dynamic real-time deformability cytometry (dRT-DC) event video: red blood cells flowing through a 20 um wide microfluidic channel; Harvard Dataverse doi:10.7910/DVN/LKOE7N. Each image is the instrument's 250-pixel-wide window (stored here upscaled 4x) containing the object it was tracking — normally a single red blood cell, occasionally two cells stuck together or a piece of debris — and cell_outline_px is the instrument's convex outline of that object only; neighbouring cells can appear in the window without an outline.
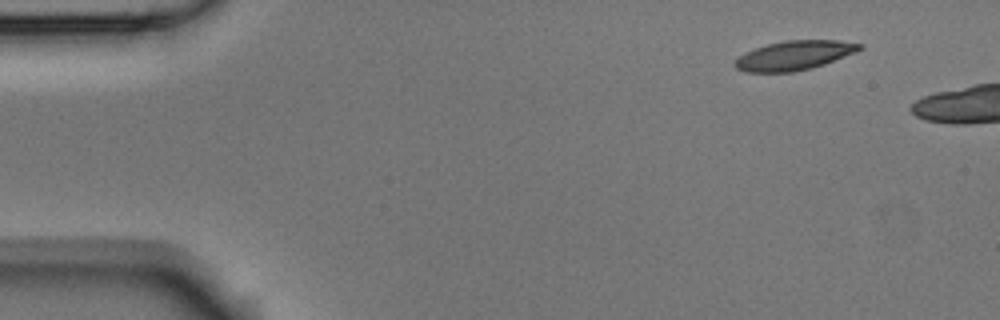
{"species": "Egyptian fruit bat (a non-hibernating species)", "species_latin": "Rousettus aegyptiacus", "temperature_condition": "room temperature", "stored_images_in_passage": 6, "camera_frame_rate_fps": 3000, "um_per_image_px": 0.085, "animal": {"sex": "male"}, "frame": {"image": 1, "passage_image": 1, "time_ms": 0.0, "image_size_px": [1000, 320], "cell_outline_px": [[864, 48], [856, 52], [824, 64], [812, 68], [792, 72], [744, 72], [736, 68], [732, 64], [744, 52], [768, 44], [788, 40], [840, 40], [864, 44]], "centroid_in_image_um": [67.53, 4.71], "position_along_channel_um": 17.5, "area_um2": 21.33}}
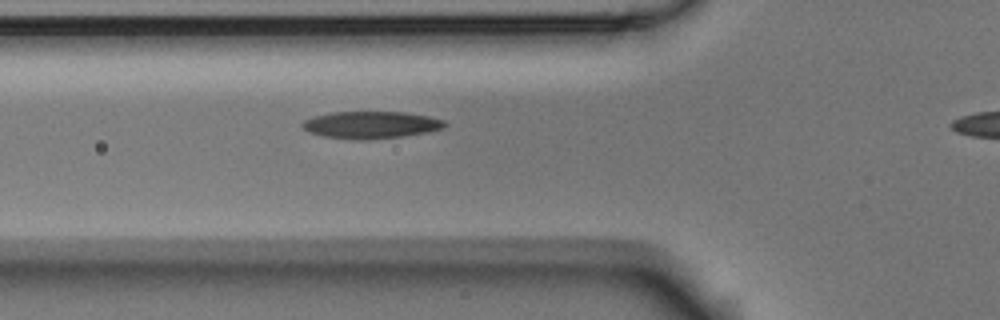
{"frame": {"image": 2, "passage_image": 5, "time_ms": 1.333, "image_size_px": [1000, 320], "cell_outline_px": [[448, 124], [444, 128], [428, 132], [404, 136], [364, 140], [360, 140], [320, 136], [308, 132], [300, 124], [304, 120], [312, 116], [332, 112], [404, 112], [428, 116], [444, 120]], "centroid_in_image_um": [31.52, 10.61], "position_along_channel_um": 94.3, "area_um2": 22.72}}